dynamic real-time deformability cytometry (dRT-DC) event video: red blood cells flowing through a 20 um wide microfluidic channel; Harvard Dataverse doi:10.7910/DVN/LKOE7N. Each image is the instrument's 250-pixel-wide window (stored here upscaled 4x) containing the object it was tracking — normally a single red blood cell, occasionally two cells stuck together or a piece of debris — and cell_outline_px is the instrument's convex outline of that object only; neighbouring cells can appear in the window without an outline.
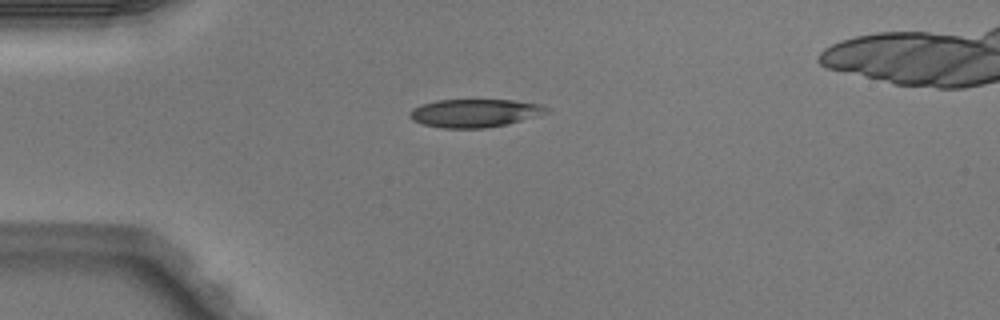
{"species": "Egyptian fruit bat (a non-hibernating species)", "species_latin": "Rousettus aegyptiacus", "temperature_condition": "warm", "stored_images_in_passage": 38, "camera_frame_rate_fps": 3000, "um_per_image_px": 0.085, "animal": {"sex": "male"}, "frame": {"image": 1, "passage_image": 1, "time_ms": 0.0, "image_size_px": [1000, 320], "cell_outline_px": [[552, 108], [548, 112], [540, 116], [508, 124], [484, 128], [440, 128], [424, 124], [412, 120], [408, 116], [408, 112], [412, 108], [420, 104], [436, 100], [516, 100], [540, 104]], "centroid_in_image_um": [40.37, 9.61], "position_along_channel_um": 44.6, "area_um2": 22.83}}
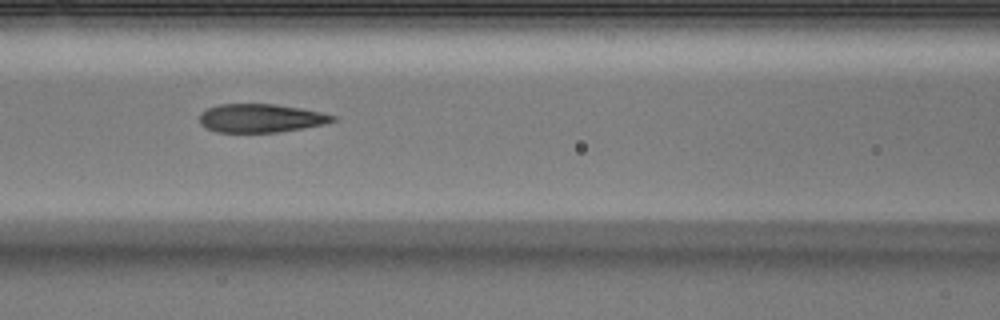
{"frame": {"image": 2, "passage_image": 10, "time_ms": 3.0, "image_size_px": [1000, 320], "cell_outline_px": [[336, 120], [324, 124], [276, 132], [216, 132], [204, 128], [200, 124], [200, 112], [216, 104], [276, 104], [300, 108], [320, 112], [336, 116]], "centroid_in_image_um": [22.11, 10.04], "position_along_channel_um": 144.5, "area_um2": 22.08}}
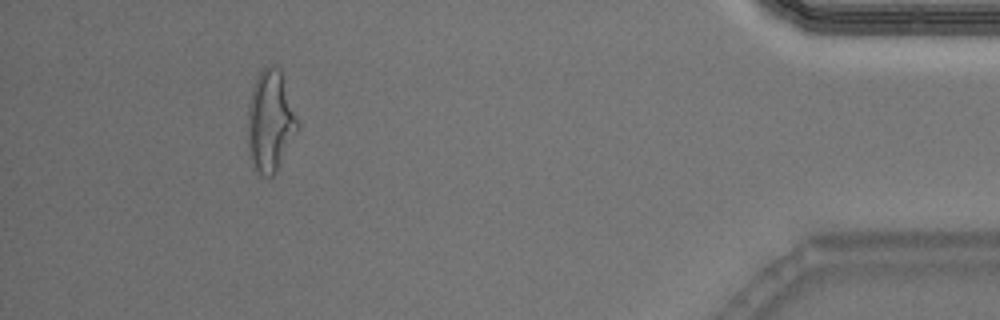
{"frame": {"image": 3, "passage_image": 34, "time_ms": 11.0, "image_size_px": [1000, 320], "cell_outline_px": [[300, 128], [276, 172], [272, 176], [264, 176], [252, 168], [248, 152], [248, 104], [252, 88], [256, 76], [268, 64], [272, 64], [280, 68], [300, 124]], "centroid_in_image_um": [22.98, 10.3], "position_along_channel_um": 412.2, "area_um2": 30.0}}